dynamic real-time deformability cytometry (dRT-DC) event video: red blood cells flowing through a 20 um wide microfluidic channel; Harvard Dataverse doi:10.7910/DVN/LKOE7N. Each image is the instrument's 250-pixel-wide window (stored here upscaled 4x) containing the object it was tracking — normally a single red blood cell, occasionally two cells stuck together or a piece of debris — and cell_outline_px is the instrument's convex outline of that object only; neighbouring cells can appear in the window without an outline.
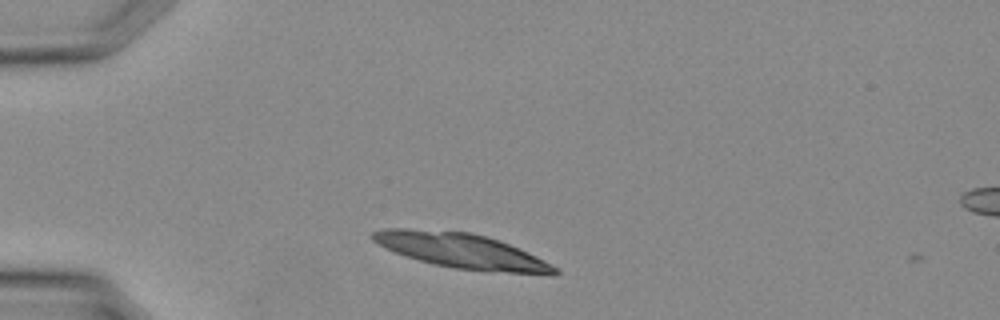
{"species": "Egyptian fruit bat (a non-hibernating species)", "species_latin": "Rousettus aegyptiacus", "temperature_condition": "warm", "stored_images_in_passage": 12, "camera_frame_rate_fps": 3000, "um_per_image_px": 0.085, "animal": {"sex": "female"}, "frame": {"image": 1, "passage_image": 1, "time_ms": 0.0, "image_size_px": [1000, 320], "cell_outline_px": [[560, 272], [556, 276], [548, 276], [484, 272], [456, 268], [436, 264], [420, 260], [384, 248], [372, 240], [372, 232], [384, 228], [408, 228], [472, 232], [500, 240], [528, 252], [556, 268]], "centroid_in_image_um": [39.31, 21.34], "position_along_channel_um": 45.7, "area_um2": 37.4}}